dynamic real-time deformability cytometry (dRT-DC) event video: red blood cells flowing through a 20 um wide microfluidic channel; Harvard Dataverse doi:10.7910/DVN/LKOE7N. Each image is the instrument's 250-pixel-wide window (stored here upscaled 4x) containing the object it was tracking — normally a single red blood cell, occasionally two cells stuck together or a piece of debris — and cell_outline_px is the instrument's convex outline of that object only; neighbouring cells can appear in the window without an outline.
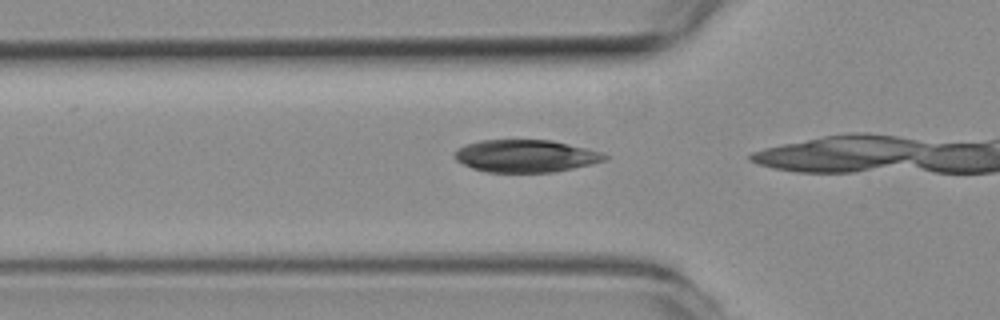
{"species": "common noctule bat (a hibernating species)", "species_latin": "Nyctalus noctula", "temperature_condition": "room temperature", "stored_images_in_passage": 13, "camera_frame_rate_fps": 3000, "um_per_image_px": 0.085, "animal": {"sex": "female", "body_mass_g": 19.3, "forearm_length_mm": 54.1}, "frame": {"image": 1, "passage_image": 11, "time_ms": 3.333, "image_size_px": [1000, 320], "cell_outline_px": [[608, 160], [592, 164], [552, 172], [488, 172], [472, 168], [456, 160], [452, 156], [456, 148], [464, 144], [480, 140], [552, 140], [604, 152], [608, 156]], "centroid_in_image_um": [44.68, 13.25], "position_along_channel_um": 81.1, "area_um2": 28.61}}